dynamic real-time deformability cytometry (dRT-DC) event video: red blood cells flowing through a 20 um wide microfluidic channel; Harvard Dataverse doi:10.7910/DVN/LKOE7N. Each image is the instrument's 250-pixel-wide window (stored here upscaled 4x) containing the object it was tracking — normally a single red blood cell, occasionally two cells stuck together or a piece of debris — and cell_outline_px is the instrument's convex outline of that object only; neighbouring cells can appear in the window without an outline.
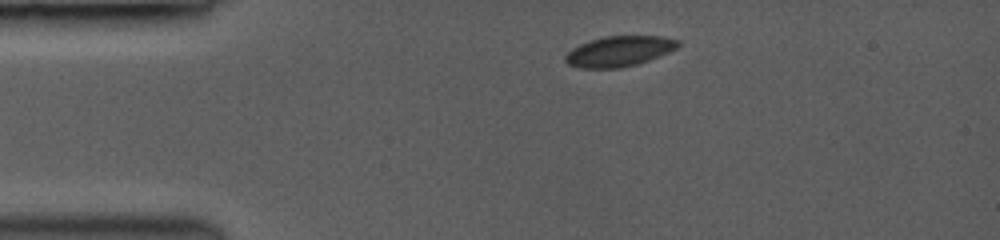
{"species": "common noctule bat (a hibernating species)", "species_latin": "Nyctalus noctula", "temperature_condition": "room temperature", "stored_images_in_passage": 2, "camera_frame_rate_fps": 3000, "um_per_image_px": 0.085, "animal": {"sex": "female", "body_mass_g": 19.0, "forearm_length_mm": 53.3}, "frame": {"image": 1, "passage_image": 1, "time_ms": 0.0, "image_size_px": [1000, 240], "cell_outline_px": [[680, 44], [676, 48], [668, 52], [648, 60], [636, 64], [620, 68], [580, 68], [568, 64], [564, 60], [564, 56], [572, 48], [588, 40], [604, 36], [664, 36], [680, 40]], "centroid_in_image_um": [52.61, 4.35], "position_along_channel_um": 32.4, "area_um2": 20.0}}